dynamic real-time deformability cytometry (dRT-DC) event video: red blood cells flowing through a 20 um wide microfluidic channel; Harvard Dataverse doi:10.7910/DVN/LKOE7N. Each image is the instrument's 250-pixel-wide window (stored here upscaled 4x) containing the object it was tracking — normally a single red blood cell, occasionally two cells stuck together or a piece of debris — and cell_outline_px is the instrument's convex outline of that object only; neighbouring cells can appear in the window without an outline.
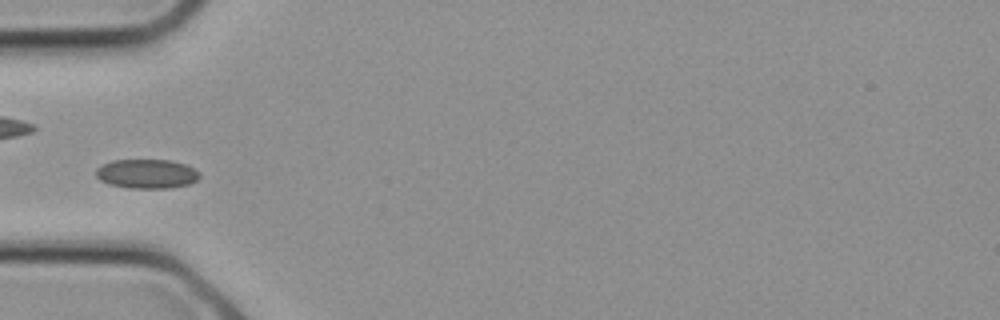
{"species": "common noctule bat (a hibernating species)", "species_latin": "Nyctalus noctula", "temperature_condition": "cold", "stored_images_in_passage": 9, "camera_frame_rate_fps": 3000, "um_per_image_px": 0.085, "animal": {"sex": "female", "body_mass_g": 21.9}, "frame": {"image": 1, "passage_image": 8, "time_ms": 2.333, "image_size_px": [1000, 320], "cell_outline_px": [[200, 176], [196, 180], [188, 184], [168, 188], [132, 188], [108, 184], [100, 180], [96, 176], [96, 168], [100, 164], [112, 160], [172, 160], [184, 164], [200, 172]], "centroid_in_image_um": [12.44, 14.76], "position_along_channel_um": 72.6, "area_um2": 17.69}}